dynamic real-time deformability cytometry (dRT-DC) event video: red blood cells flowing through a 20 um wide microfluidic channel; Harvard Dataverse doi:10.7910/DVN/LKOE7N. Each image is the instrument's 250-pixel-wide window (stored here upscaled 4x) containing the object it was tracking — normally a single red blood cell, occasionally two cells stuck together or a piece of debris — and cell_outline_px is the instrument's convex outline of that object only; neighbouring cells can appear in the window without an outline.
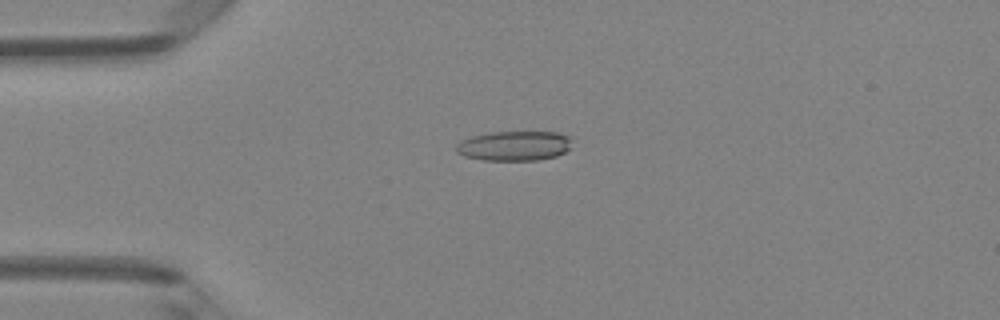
{"species": "Egyptian fruit bat (a non-hibernating species)", "species_latin": "Rousettus aegyptiacus", "temperature_condition": "room temperature", "stored_images_in_passage": 3, "camera_frame_rate_fps": 3000, "um_per_image_px": 0.085, "animal": {"sex": "female"}, "frame": {"image": 1, "passage_image": 1, "time_ms": 0.0, "image_size_px": [1000, 320], "cell_outline_px": [[572, 140], [568, 148], [564, 152], [556, 156], [540, 160], [484, 160], [464, 156], [456, 152], [456, 144], [460, 140], [472, 136], [492, 132], [556, 132], [572, 136]], "centroid_in_image_um": [43.71, 12.39], "position_along_channel_um": 41.3, "area_um2": 20.17}}
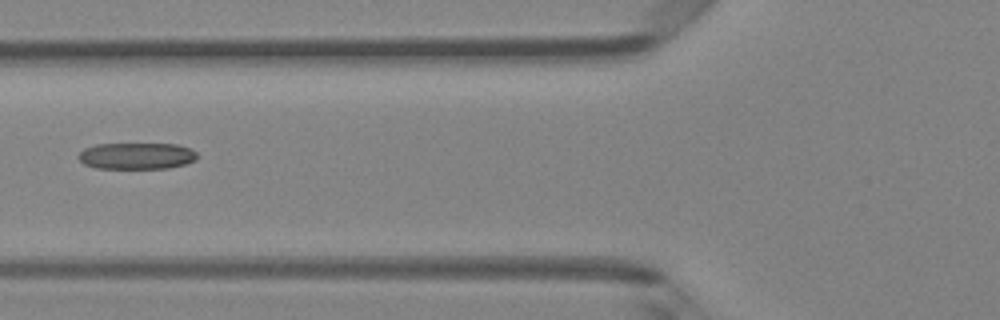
{"frame": {"image": 2, "passage_image": 3, "time_ms": 0.667, "image_size_px": [1000, 320], "cell_outline_px": [[200, 156], [196, 160], [184, 164], [168, 168], [96, 168], [84, 164], [76, 156], [84, 148], [96, 144], [176, 144], [192, 148]], "centroid_in_image_um": [11.63, 13.25], "position_along_channel_um": 114.2, "area_um2": 18.5}}